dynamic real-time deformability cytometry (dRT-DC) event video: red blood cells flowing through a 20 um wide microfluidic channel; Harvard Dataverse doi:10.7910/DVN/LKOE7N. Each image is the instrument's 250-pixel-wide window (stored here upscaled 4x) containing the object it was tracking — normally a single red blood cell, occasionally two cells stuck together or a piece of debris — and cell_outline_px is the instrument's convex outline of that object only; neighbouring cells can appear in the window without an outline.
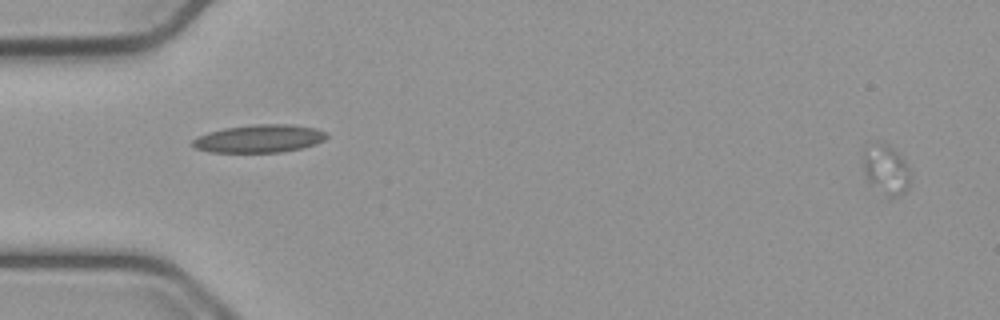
{"species": "common noctule bat (a hibernating species)", "species_latin": "Nyctalus noctula", "temperature_condition": "cold", "stored_images_in_passage": 16, "camera_frame_rate_fps": 3000, "um_per_image_px": 0.085, "animal": {"sex": "male", "body_mass_g": 23.1, "forearm_length_mm": 52.7}, "frame": {"image": 1, "passage_image": 3, "time_ms": 0.667, "image_size_px": [1000, 320], "cell_outline_px": [[912, 172], [908, 188], [904, 192], [888, 200], [864, 176], [864, 152], [868, 140], [880, 140], [888, 144], [908, 164]], "centroid_in_image_um": [75.31, 14.38], "position_along_channel_um": 9.7, "area_um2": 14.28}}
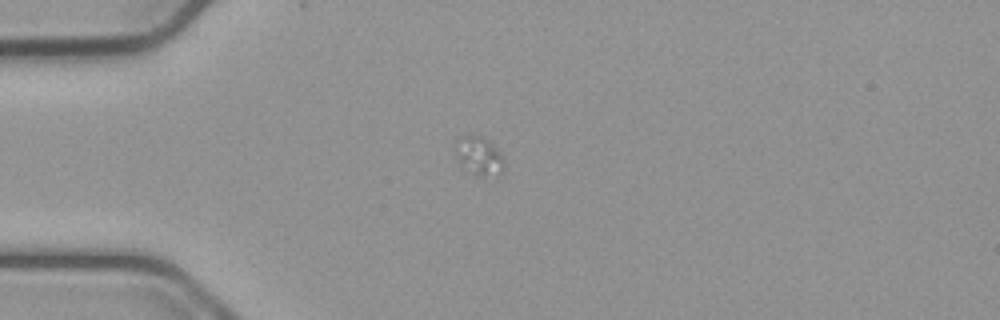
{"frame": {"image": 2, "passage_image": 16, "time_ms": 5.0, "image_size_px": [1000, 320], "cell_outline_px": [[504, 168], [496, 176], [480, 176], [472, 172], [456, 156], [456, 140], [460, 136], [468, 132], [480, 136], [488, 140], [504, 156]], "centroid_in_image_um": [40.75, 13.19], "position_along_channel_um": 44.3, "area_um2": 10.87}}